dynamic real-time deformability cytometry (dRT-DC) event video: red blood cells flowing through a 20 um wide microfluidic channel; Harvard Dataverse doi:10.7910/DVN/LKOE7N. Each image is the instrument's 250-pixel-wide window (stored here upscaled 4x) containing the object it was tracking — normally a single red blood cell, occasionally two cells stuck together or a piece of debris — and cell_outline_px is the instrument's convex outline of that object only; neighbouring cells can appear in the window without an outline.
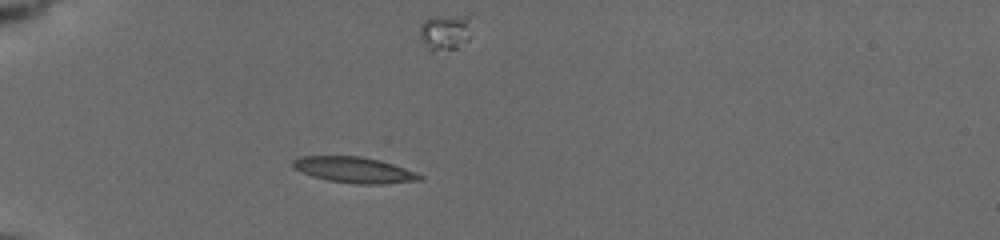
{"species": "common noctule bat (a hibernating species)", "species_latin": "Nyctalus noctula", "temperature_condition": "cold", "stored_images_in_passage": 39, "camera_frame_rate_fps": 3000, "um_per_image_px": 0.085, "animal": {"sex": "female", "body_mass_g": 19.5, "forearm_length_mm": 54.1}, "frame": {"image": 1, "passage_image": 1, "time_ms": 0.0, "image_size_px": [1000, 240], "cell_outline_px": [[424, 176], [420, 180], [384, 184], [356, 184], [328, 180], [312, 176], [300, 172], [292, 168], [292, 160], [300, 156], [360, 156], [380, 160], [392, 164]], "centroid_in_image_um": [30.04, 14.44], "position_along_channel_um": 55.0, "area_um2": 19.07}}
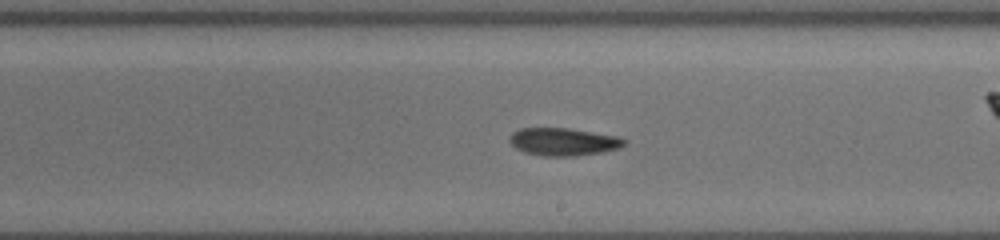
{"frame": {"image": 2, "passage_image": 24, "time_ms": 5.333, "image_size_px": [1000, 240], "cell_outline_px": [[628, 140], [620, 148], [600, 152], [576, 156], [540, 156], [524, 152], [516, 148], [508, 140], [508, 136], [512, 132], [520, 128], [568, 128], [616, 136]], "centroid_in_image_um": [47.84, 12.05], "position_along_channel_um": 241.2, "area_um2": 18.55}}
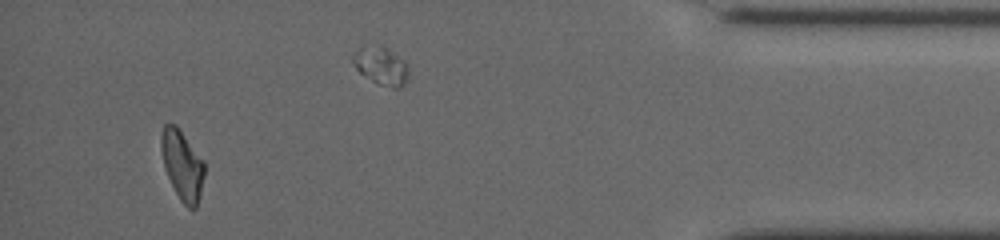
{"frame": {"image": 3, "passage_image": 37, "time_ms": 11.333, "image_size_px": [1000, 240], "cell_outline_px": [[204, 176], [200, 196], [196, 208], [188, 208], [180, 200], [168, 176], [164, 164], [160, 148], [160, 140], [164, 124], [176, 124], [204, 164]], "centroid_in_image_um": [15.48, 14.05], "position_along_channel_um": 419.7, "area_um2": 17.05}, "authors_computed_cell_mechanics": {"area_um2": 18.7272, "velocity_mm_per_s": 3.8939, "shape_relaxation_time_tau1_ms": 8.0373, "shape_relaxation_time_tau2_ms": null, "deformation_change_tau1": 0.1882, "deformation_change_tau2": null}}